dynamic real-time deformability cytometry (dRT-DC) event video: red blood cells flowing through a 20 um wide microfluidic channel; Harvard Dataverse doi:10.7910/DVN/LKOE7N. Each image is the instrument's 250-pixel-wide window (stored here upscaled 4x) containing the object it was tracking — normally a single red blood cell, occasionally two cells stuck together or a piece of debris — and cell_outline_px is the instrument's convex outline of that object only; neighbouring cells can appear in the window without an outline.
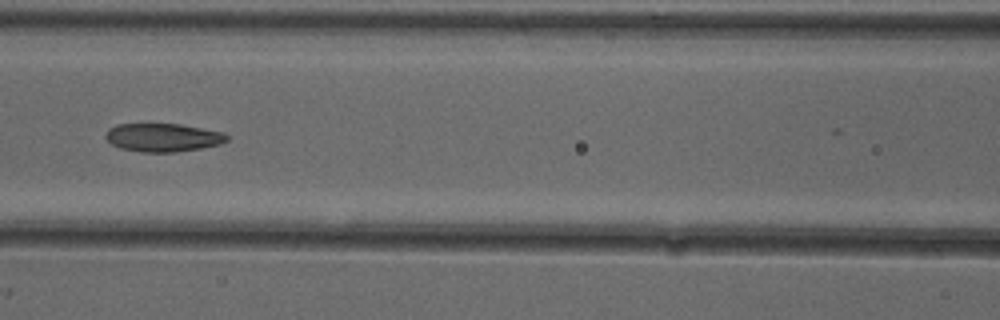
{"species": "common noctule bat (a hibernating species)", "species_latin": "Nyctalus noctula", "temperature_condition": "cold", "stored_images_in_passage": 8, "segment_of_instrument_passage": [1, 2], "camera_frame_rate_fps": 3000, "um_per_image_px": 0.085, "animal": {"sex": "female"}, "frame": {"image": 1, "passage_image": 6, "time_ms": 1.667, "image_size_px": [1000, 320], "cell_outline_px": [[228, 140], [220, 144], [200, 148], [176, 152], [144, 152], [120, 148], [112, 144], [104, 136], [108, 128], [116, 124], [180, 124], [224, 132], [228, 136]], "centroid_in_image_um": [13.84, 11.68], "position_along_channel_um": 152.8, "area_um2": 20.0}}
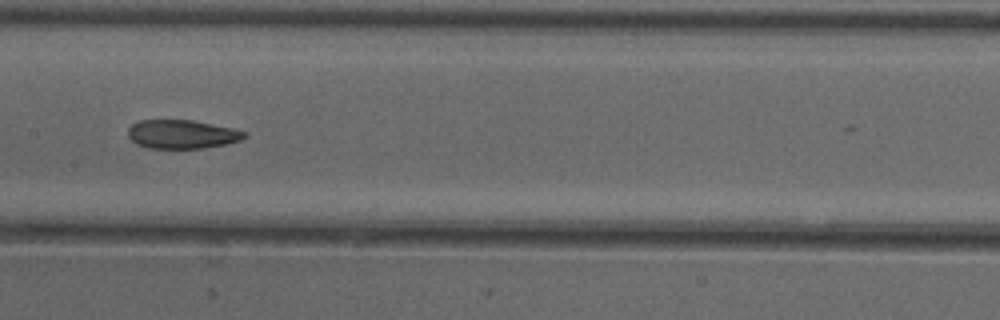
{"frame": {"image": 2, "passage_image": 7, "time_ms": 2.0, "image_size_px": [1000, 320], "cell_outline_px": [[248, 136], [240, 140], [228, 144], [204, 148], [148, 148], [136, 144], [128, 136], [128, 128], [132, 124], [140, 120], [192, 120], [232, 128], [244, 132]], "centroid_in_image_um": [15.46, 11.41], "position_along_channel_um": 191.9, "area_um2": 19.48}}